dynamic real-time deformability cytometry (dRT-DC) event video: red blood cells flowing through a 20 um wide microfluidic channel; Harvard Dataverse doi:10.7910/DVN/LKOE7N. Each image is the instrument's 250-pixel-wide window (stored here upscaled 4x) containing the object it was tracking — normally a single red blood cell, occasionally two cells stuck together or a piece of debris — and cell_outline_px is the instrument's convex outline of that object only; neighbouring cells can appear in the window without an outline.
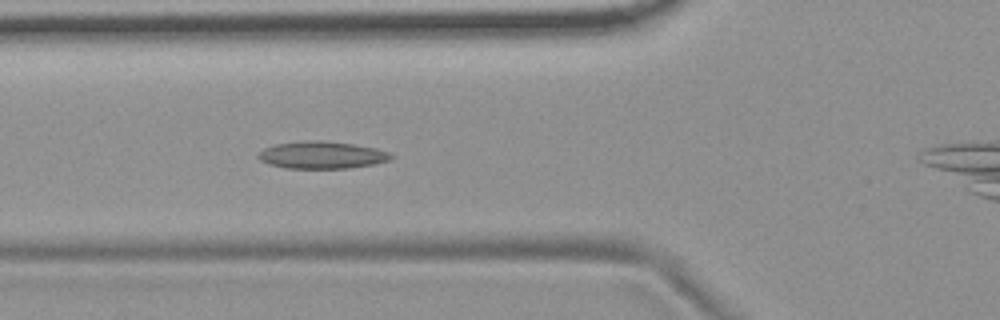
{"species": "common noctule bat (a hibernating species)", "species_latin": "Nyctalus noctula", "temperature_condition": "room temperature", "stored_images_in_passage": 20, "camera_frame_rate_fps": 3000, "um_per_image_px": 0.085, "animal": {"sex": "female", "body_mass_g": 19.9}, "frame": {"image": 1, "passage_image": 17, "time_ms": 5.333, "image_size_px": [1000, 320], "cell_outline_px": [[396, 156], [388, 160], [372, 164], [348, 168], [284, 168], [268, 164], [260, 160], [256, 156], [264, 148], [276, 144], [304, 140], [324, 140], [352, 144], [376, 148], [392, 152]], "centroid_in_image_um": [27.36, 13.17], "position_along_channel_um": 98.4, "area_um2": 21.21}}
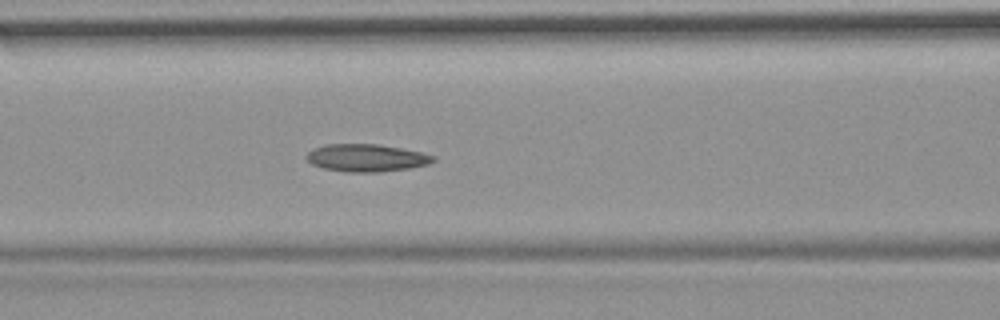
{"frame": {"image": 2, "passage_image": 20, "time_ms": 6.333, "image_size_px": [1000, 320], "cell_outline_px": [[436, 160], [428, 164], [408, 168], [380, 172], [348, 172], [324, 168], [312, 164], [304, 156], [312, 148], [324, 144], [376, 144], [400, 148], [420, 152], [436, 156]], "centroid_in_image_um": [31.12, 13.41], "position_along_channel_um": 135.5, "area_um2": 20.29}}